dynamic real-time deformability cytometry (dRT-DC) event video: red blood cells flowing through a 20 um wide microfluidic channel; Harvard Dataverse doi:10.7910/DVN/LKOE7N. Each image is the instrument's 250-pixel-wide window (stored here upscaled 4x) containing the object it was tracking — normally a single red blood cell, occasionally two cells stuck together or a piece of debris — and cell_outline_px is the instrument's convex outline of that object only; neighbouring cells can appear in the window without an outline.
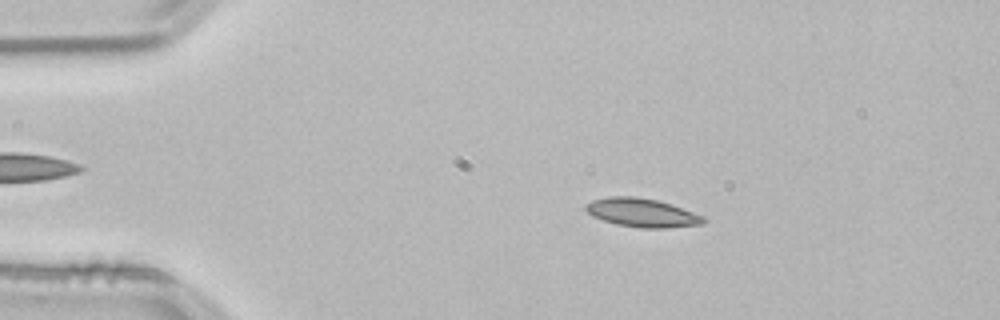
{"species": "common noctule bat (a hibernating species)", "species_latin": "Nyctalus noctula", "temperature_condition": "room temperature", "stored_images_in_passage": 52, "camera_frame_rate_fps": 3000, "um_per_image_px": 0.085, "animal": {"sex": "male", "body_mass_g": 21.5, "forearm_length_mm": 52.0}, "frame": {"image": 1, "passage_image": 9, "time_ms": 2.667, "image_size_px": [1000, 320], "cell_outline_px": [[704, 224], [664, 228], [640, 228], [616, 224], [592, 216], [584, 208], [584, 204], [592, 200], [608, 196], [636, 196], [656, 200], [672, 204], [704, 216]], "centroid_in_image_um": [54.55, 18.07], "position_along_channel_um": 30.5, "area_um2": 19.71}}
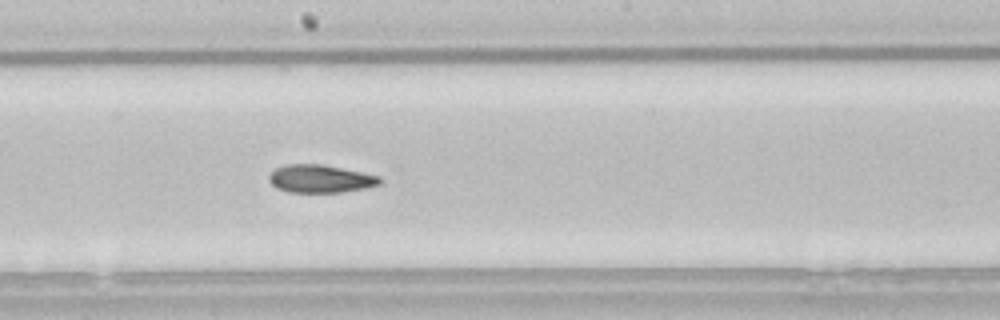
{"frame": {"image": 2, "passage_image": 28, "time_ms": 9.0, "image_size_px": [1000, 320], "cell_outline_px": [[380, 184], [364, 188], [340, 192], [288, 192], [276, 188], [268, 180], [268, 176], [276, 168], [284, 164], [320, 164], [380, 176]], "centroid_in_image_um": [27.17, 15.19], "position_along_channel_um": 221.0, "area_um2": 17.8}}
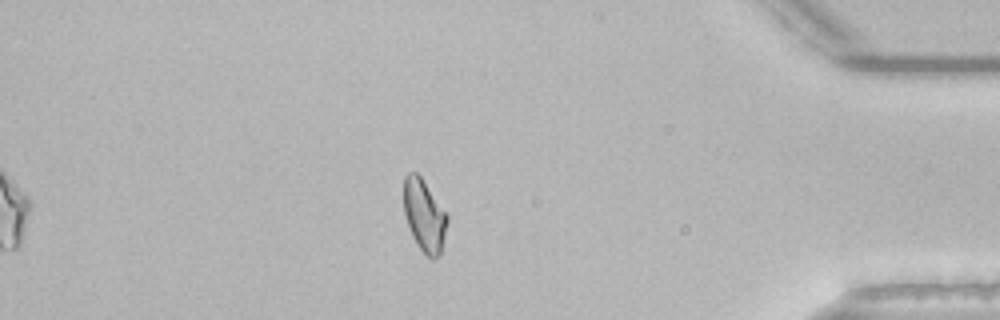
{"frame": {"image": 3, "passage_image": 45, "time_ms": 14.667, "image_size_px": [1000, 320], "cell_outline_px": [[448, 220], [440, 252], [432, 260], [416, 244], [412, 236], [404, 212], [404, 176], [408, 172], [416, 172], [420, 176], [448, 216]], "centroid_in_image_um": [36.04, 18.3], "position_along_channel_um": 399.2, "area_um2": 17.8}, "authors_computed_cell_mechanics": {"area_um2": 18.496, "velocity_mm_per_s": 3.8305, "shape_relaxation_time_tau1_ms": null, "shape_relaxation_time_tau2_ms": 3.7839, "deformation_change_tau1": null, "deformation_change_tau2": 0.0947}}